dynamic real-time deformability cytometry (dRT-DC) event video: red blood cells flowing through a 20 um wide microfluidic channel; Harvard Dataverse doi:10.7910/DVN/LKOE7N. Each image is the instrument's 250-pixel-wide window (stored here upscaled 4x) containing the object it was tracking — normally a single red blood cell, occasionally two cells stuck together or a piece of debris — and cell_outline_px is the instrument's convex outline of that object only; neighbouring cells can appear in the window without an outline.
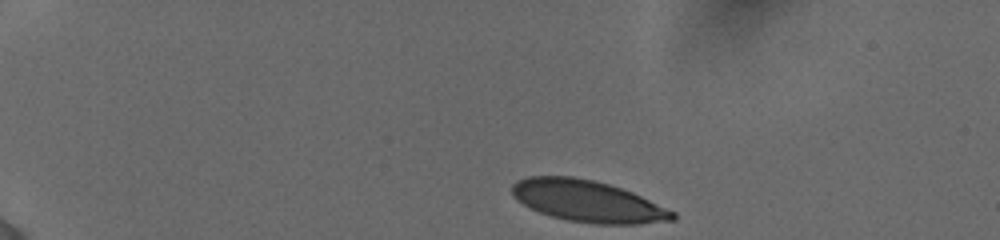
{"species": "human", "species_latin": "Homo sapiens", "temperature_condition": "cold", "stored_images_in_passage": 44, "camera_frame_rate_fps": 3000, "um_per_image_px": 0.085, "donor": {"sex": "female"}, "frame": {"image": 1, "passage_image": 1, "time_ms": 0.0, "image_size_px": [1000, 240], "cell_outline_px": [[676, 220], [640, 224], [596, 224], [568, 220], [552, 216], [540, 212], [516, 200], [512, 196], [512, 184], [516, 180], [528, 176], [572, 176], [592, 180], [608, 184], [632, 192], [676, 212]], "centroid_in_image_um": [49.95, 17.1], "position_along_channel_um": 35.0, "area_um2": 38.84}}
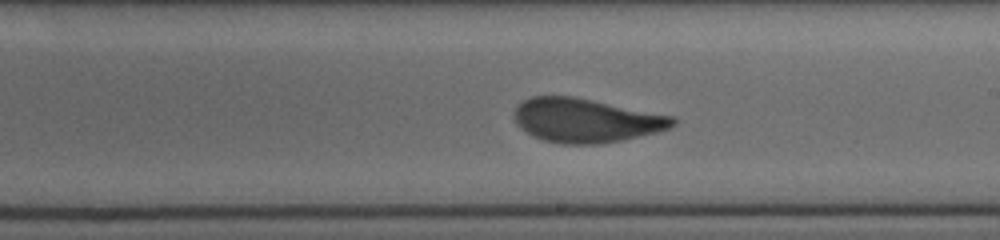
{"frame": {"image": 2, "passage_image": 24, "time_ms": 7.667, "image_size_px": [1000, 240], "cell_outline_px": [[676, 124], [668, 128], [656, 132], [620, 140], [596, 144], [560, 144], [544, 140], [520, 128], [516, 124], [512, 116], [516, 108], [524, 100], [532, 96], [572, 96], [676, 116]], "centroid_in_image_um": [49.8, 10.22], "position_along_channel_um": 239.2, "area_um2": 40.46}}
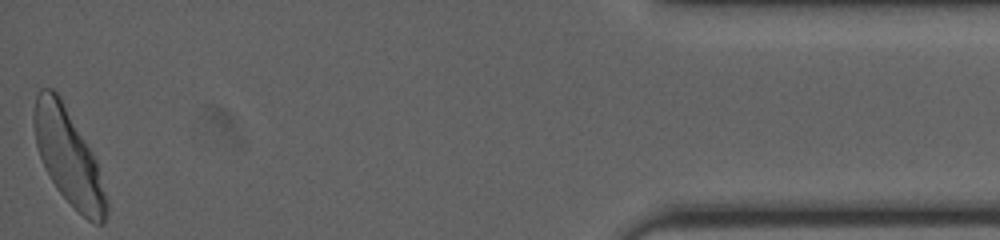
{"frame": {"image": 3, "passage_image": 44, "time_ms": 14.333, "image_size_px": [1000, 240], "cell_outline_px": [[108, 212], [104, 224], [96, 224], [88, 220], [56, 188], [44, 168], [36, 144], [32, 124], [32, 116], [36, 96], [40, 88], [52, 88], [60, 96], [92, 152], [96, 160], [108, 200]], "centroid_in_image_um": [5.8, 13.32], "position_along_channel_um": 429.4, "area_um2": 40.11}, "authors_computed_cell_mechanics": {"area_um2": 40.2866, "velocity_mm_per_s": 3.8447, "shape_relaxation_time_tau1_ms": 3.8758, "shape_relaxation_time_tau2_ms": null, "deformation_change_tau1": 0.1444, "deformation_change_tau2": null}}